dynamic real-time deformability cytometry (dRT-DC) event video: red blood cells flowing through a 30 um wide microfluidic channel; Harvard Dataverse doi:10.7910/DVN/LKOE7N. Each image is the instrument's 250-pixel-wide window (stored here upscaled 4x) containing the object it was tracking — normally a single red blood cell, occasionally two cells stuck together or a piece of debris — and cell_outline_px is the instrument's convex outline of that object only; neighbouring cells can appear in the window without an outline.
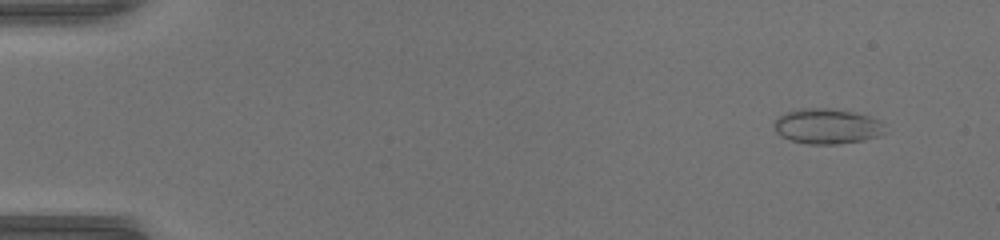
{"species": "common noctule bat (a hibernating species)", "species_latin": "Nyctalus noctula", "temperature_condition": "warm", "stored_images_in_passage": 47, "camera_frame_rate_fps": 3000, "um_per_image_px": 0.085, "animal": {"sex": "female", "body_mass_g": 17.0, "forearm_length_mm": 48.0}, "frame": {"image": 1, "passage_image": 1, "time_ms": 0.0, "image_size_px": [1000, 240], "cell_outline_px": [[888, 132], [880, 136], [864, 140], [836, 144], [808, 144], [792, 140], [780, 136], [776, 132], [772, 124], [784, 112], [800, 108], [828, 108], [852, 112], [868, 116], [880, 120]], "centroid_in_image_um": [70.31, 10.73], "position_along_channel_um": 14.7, "area_um2": 22.95}}
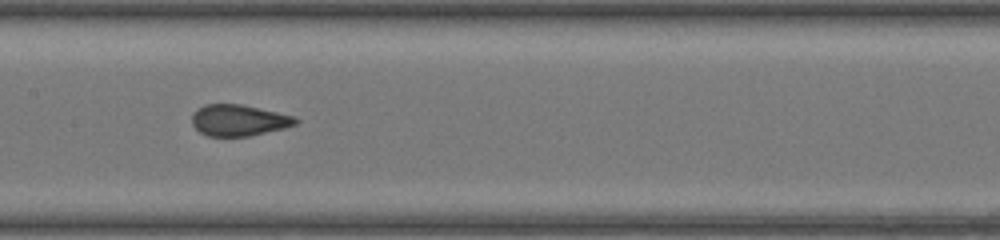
{"frame": {"image": 2, "passage_image": 23, "time_ms": 7.333, "image_size_px": [1000, 240], "cell_outline_px": [[300, 120], [296, 124], [284, 128], [248, 136], [208, 136], [200, 132], [192, 124], [192, 116], [204, 104], [240, 104], [296, 116]], "centroid_in_image_um": [20.32, 10.22], "position_along_channel_um": 187.1, "area_um2": 18.73}}
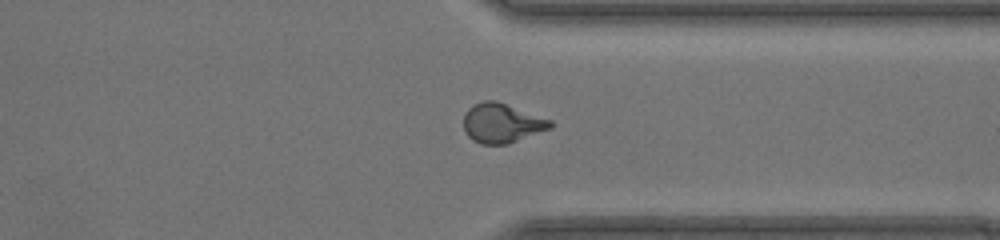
{"frame": {"image": 3, "passage_image": 36, "time_ms": 11.667, "image_size_px": [1000, 240], "cell_outline_px": [[556, 124], [552, 128], [508, 144], [480, 144], [472, 140], [468, 136], [464, 128], [464, 116], [468, 108], [472, 104], [484, 100], [496, 100], [552, 120]], "centroid_in_image_um": [42.67, 10.46], "position_along_channel_um": 368.7, "area_um2": 20.17}}